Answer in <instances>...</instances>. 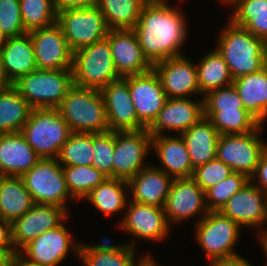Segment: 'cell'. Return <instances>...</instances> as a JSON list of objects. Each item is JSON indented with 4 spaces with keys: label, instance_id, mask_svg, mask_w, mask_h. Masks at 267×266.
<instances>
[{
    "label": "cell",
    "instance_id": "obj_3",
    "mask_svg": "<svg viewBox=\"0 0 267 266\" xmlns=\"http://www.w3.org/2000/svg\"><path fill=\"white\" fill-rule=\"evenodd\" d=\"M57 110L72 132L109 131L105 103L100 90L73 85Z\"/></svg>",
    "mask_w": 267,
    "mask_h": 266
},
{
    "label": "cell",
    "instance_id": "obj_5",
    "mask_svg": "<svg viewBox=\"0 0 267 266\" xmlns=\"http://www.w3.org/2000/svg\"><path fill=\"white\" fill-rule=\"evenodd\" d=\"M34 108H57L73 84V70L37 69L12 84Z\"/></svg>",
    "mask_w": 267,
    "mask_h": 266
},
{
    "label": "cell",
    "instance_id": "obj_55",
    "mask_svg": "<svg viewBox=\"0 0 267 266\" xmlns=\"http://www.w3.org/2000/svg\"><path fill=\"white\" fill-rule=\"evenodd\" d=\"M223 5H232L233 7L239 2V0H222Z\"/></svg>",
    "mask_w": 267,
    "mask_h": 266
},
{
    "label": "cell",
    "instance_id": "obj_40",
    "mask_svg": "<svg viewBox=\"0 0 267 266\" xmlns=\"http://www.w3.org/2000/svg\"><path fill=\"white\" fill-rule=\"evenodd\" d=\"M250 178L240 172H232L225 180L205 191V202L209 211H219L229 198L241 190Z\"/></svg>",
    "mask_w": 267,
    "mask_h": 266
},
{
    "label": "cell",
    "instance_id": "obj_9",
    "mask_svg": "<svg viewBox=\"0 0 267 266\" xmlns=\"http://www.w3.org/2000/svg\"><path fill=\"white\" fill-rule=\"evenodd\" d=\"M263 124L244 134L220 135L217 141L216 158L229 166L233 172L254 174L259 159L267 147L261 138Z\"/></svg>",
    "mask_w": 267,
    "mask_h": 266
},
{
    "label": "cell",
    "instance_id": "obj_36",
    "mask_svg": "<svg viewBox=\"0 0 267 266\" xmlns=\"http://www.w3.org/2000/svg\"><path fill=\"white\" fill-rule=\"evenodd\" d=\"M68 192L74 200L84 199L107 177L93 166H62Z\"/></svg>",
    "mask_w": 267,
    "mask_h": 266
},
{
    "label": "cell",
    "instance_id": "obj_15",
    "mask_svg": "<svg viewBox=\"0 0 267 266\" xmlns=\"http://www.w3.org/2000/svg\"><path fill=\"white\" fill-rule=\"evenodd\" d=\"M164 212L169 225L184 222L200 214L202 216L197 219L198 222L209 212L205 202V192L192 177L174 178L164 205Z\"/></svg>",
    "mask_w": 267,
    "mask_h": 266
},
{
    "label": "cell",
    "instance_id": "obj_37",
    "mask_svg": "<svg viewBox=\"0 0 267 266\" xmlns=\"http://www.w3.org/2000/svg\"><path fill=\"white\" fill-rule=\"evenodd\" d=\"M57 159L62 166H92V133L72 132Z\"/></svg>",
    "mask_w": 267,
    "mask_h": 266
},
{
    "label": "cell",
    "instance_id": "obj_6",
    "mask_svg": "<svg viewBox=\"0 0 267 266\" xmlns=\"http://www.w3.org/2000/svg\"><path fill=\"white\" fill-rule=\"evenodd\" d=\"M73 84L101 90L120 79L112 58L107 38L73 52Z\"/></svg>",
    "mask_w": 267,
    "mask_h": 266
},
{
    "label": "cell",
    "instance_id": "obj_8",
    "mask_svg": "<svg viewBox=\"0 0 267 266\" xmlns=\"http://www.w3.org/2000/svg\"><path fill=\"white\" fill-rule=\"evenodd\" d=\"M34 203L61 206L68 211V192L62 165L55 158H41L22 176Z\"/></svg>",
    "mask_w": 267,
    "mask_h": 266
},
{
    "label": "cell",
    "instance_id": "obj_1",
    "mask_svg": "<svg viewBox=\"0 0 267 266\" xmlns=\"http://www.w3.org/2000/svg\"><path fill=\"white\" fill-rule=\"evenodd\" d=\"M166 0H148L133 28L144 57L155 63L184 55L181 48L188 36L183 12Z\"/></svg>",
    "mask_w": 267,
    "mask_h": 266
},
{
    "label": "cell",
    "instance_id": "obj_43",
    "mask_svg": "<svg viewBox=\"0 0 267 266\" xmlns=\"http://www.w3.org/2000/svg\"><path fill=\"white\" fill-rule=\"evenodd\" d=\"M204 110H236L245 109L235 86L219 88L203 96Z\"/></svg>",
    "mask_w": 267,
    "mask_h": 266
},
{
    "label": "cell",
    "instance_id": "obj_21",
    "mask_svg": "<svg viewBox=\"0 0 267 266\" xmlns=\"http://www.w3.org/2000/svg\"><path fill=\"white\" fill-rule=\"evenodd\" d=\"M167 98L154 122L147 128L152 136L177 132L181 135L204 116L203 98ZM199 101V102H198ZM164 131V132H163Z\"/></svg>",
    "mask_w": 267,
    "mask_h": 266
},
{
    "label": "cell",
    "instance_id": "obj_41",
    "mask_svg": "<svg viewBox=\"0 0 267 266\" xmlns=\"http://www.w3.org/2000/svg\"><path fill=\"white\" fill-rule=\"evenodd\" d=\"M92 166L107 178H113V156L115 151V131L92 133Z\"/></svg>",
    "mask_w": 267,
    "mask_h": 266
},
{
    "label": "cell",
    "instance_id": "obj_42",
    "mask_svg": "<svg viewBox=\"0 0 267 266\" xmlns=\"http://www.w3.org/2000/svg\"><path fill=\"white\" fill-rule=\"evenodd\" d=\"M233 170L224 162L215 158L206 164L194 168L192 178L197 185L205 192L212 186L225 180Z\"/></svg>",
    "mask_w": 267,
    "mask_h": 266
},
{
    "label": "cell",
    "instance_id": "obj_38",
    "mask_svg": "<svg viewBox=\"0 0 267 266\" xmlns=\"http://www.w3.org/2000/svg\"><path fill=\"white\" fill-rule=\"evenodd\" d=\"M20 11L27 32L57 23L54 0H20Z\"/></svg>",
    "mask_w": 267,
    "mask_h": 266
},
{
    "label": "cell",
    "instance_id": "obj_17",
    "mask_svg": "<svg viewBox=\"0 0 267 266\" xmlns=\"http://www.w3.org/2000/svg\"><path fill=\"white\" fill-rule=\"evenodd\" d=\"M29 33L34 46L37 69H72L73 52L57 23L31 30Z\"/></svg>",
    "mask_w": 267,
    "mask_h": 266
},
{
    "label": "cell",
    "instance_id": "obj_23",
    "mask_svg": "<svg viewBox=\"0 0 267 266\" xmlns=\"http://www.w3.org/2000/svg\"><path fill=\"white\" fill-rule=\"evenodd\" d=\"M173 179L163 170L149 164L127 181L131 192L129 200L164 207Z\"/></svg>",
    "mask_w": 267,
    "mask_h": 266
},
{
    "label": "cell",
    "instance_id": "obj_52",
    "mask_svg": "<svg viewBox=\"0 0 267 266\" xmlns=\"http://www.w3.org/2000/svg\"><path fill=\"white\" fill-rule=\"evenodd\" d=\"M260 241H258L260 243V246L263 250V252H265L264 255H266L265 257L267 258V237H261L259 238ZM267 266V260H266V265Z\"/></svg>",
    "mask_w": 267,
    "mask_h": 266
},
{
    "label": "cell",
    "instance_id": "obj_51",
    "mask_svg": "<svg viewBox=\"0 0 267 266\" xmlns=\"http://www.w3.org/2000/svg\"><path fill=\"white\" fill-rule=\"evenodd\" d=\"M11 82L8 80V78L5 75L1 57H0V90L7 89L11 86Z\"/></svg>",
    "mask_w": 267,
    "mask_h": 266
},
{
    "label": "cell",
    "instance_id": "obj_4",
    "mask_svg": "<svg viewBox=\"0 0 267 266\" xmlns=\"http://www.w3.org/2000/svg\"><path fill=\"white\" fill-rule=\"evenodd\" d=\"M21 133L41 158L57 159L72 131L57 108H34Z\"/></svg>",
    "mask_w": 267,
    "mask_h": 266
},
{
    "label": "cell",
    "instance_id": "obj_46",
    "mask_svg": "<svg viewBox=\"0 0 267 266\" xmlns=\"http://www.w3.org/2000/svg\"><path fill=\"white\" fill-rule=\"evenodd\" d=\"M255 179H257V184ZM250 181L258 188H260L265 194H267V147L262 153L256 170L254 174L250 177Z\"/></svg>",
    "mask_w": 267,
    "mask_h": 266
},
{
    "label": "cell",
    "instance_id": "obj_50",
    "mask_svg": "<svg viewBox=\"0 0 267 266\" xmlns=\"http://www.w3.org/2000/svg\"><path fill=\"white\" fill-rule=\"evenodd\" d=\"M17 254L0 250V266H13Z\"/></svg>",
    "mask_w": 267,
    "mask_h": 266
},
{
    "label": "cell",
    "instance_id": "obj_11",
    "mask_svg": "<svg viewBox=\"0 0 267 266\" xmlns=\"http://www.w3.org/2000/svg\"><path fill=\"white\" fill-rule=\"evenodd\" d=\"M64 222L48 230L26 244L17 256L27 264L37 266H58L70 250L78 257L81 242L68 232ZM79 242V243H77Z\"/></svg>",
    "mask_w": 267,
    "mask_h": 266
},
{
    "label": "cell",
    "instance_id": "obj_47",
    "mask_svg": "<svg viewBox=\"0 0 267 266\" xmlns=\"http://www.w3.org/2000/svg\"><path fill=\"white\" fill-rule=\"evenodd\" d=\"M0 250L18 254L12 244L11 222L0 217Z\"/></svg>",
    "mask_w": 267,
    "mask_h": 266
},
{
    "label": "cell",
    "instance_id": "obj_30",
    "mask_svg": "<svg viewBox=\"0 0 267 266\" xmlns=\"http://www.w3.org/2000/svg\"><path fill=\"white\" fill-rule=\"evenodd\" d=\"M128 182L119 178H106L84 198L108 218L126 209L129 200Z\"/></svg>",
    "mask_w": 267,
    "mask_h": 266
},
{
    "label": "cell",
    "instance_id": "obj_31",
    "mask_svg": "<svg viewBox=\"0 0 267 266\" xmlns=\"http://www.w3.org/2000/svg\"><path fill=\"white\" fill-rule=\"evenodd\" d=\"M32 109L13 85L0 90V134L21 132Z\"/></svg>",
    "mask_w": 267,
    "mask_h": 266
},
{
    "label": "cell",
    "instance_id": "obj_54",
    "mask_svg": "<svg viewBox=\"0 0 267 266\" xmlns=\"http://www.w3.org/2000/svg\"><path fill=\"white\" fill-rule=\"evenodd\" d=\"M13 266H37V265L27 264L23 262L18 256H16Z\"/></svg>",
    "mask_w": 267,
    "mask_h": 266
},
{
    "label": "cell",
    "instance_id": "obj_10",
    "mask_svg": "<svg viewBox=\"0 0 267 266\" xmlns=\"http://www.w3.org/2000/svg\"><path fill=\"white\" fill-rule=\"evenodd\" d=\"M57 24L72 52L106 38L109 31L97 5L59 12Z\"/></svg>",
    "mask_w": 267,
    "mask_h": 266
},
{
    "label": "cell",
    "instance_id": "obj_13",
    "mask_svg": "<svg viewBox=\"0 0 267 266\" xmlns=\"http://www.w3.org/2000/svg\"><path fill=\"white\" fill-rule=\"evenodd\" d=\"M235 221L241 228H260L258 238L267 237V194L249 181L241 190L232 195L219 210Z\"/></svg>",
    "mask_w": 267,
    "mask_h": 266
},
{
    "label": "cell",
    "instance_id": "obj_48",
    "mask_svg": "<svg viewBox=\"0 0 267 266\" xmlns=\"http://www.w3.org/2000/svg\"><path fill=\"white\" fill-rule=\"evenodd\" d=\"M97 0H54L56 12L67 9L84 8L96 5Z\"/></svg>",
    "mask_w": 267,
    "mask_h": 266
},
{
    "label": "cell",
    "instance_id": "obj_2",
    "mask_svg": "<svg viewBox=\"0 0 267 266\" xmlns=\"http://www.w3.org/2000/svg\"><path fill=\"white\" fill-rule=\"evenodd\" d=\"M217 39L216 49L228 65L233 80L267 65V43L229 19Z\"/></svg>",
    "mask_w": 267,
    "mask_h": 266
},
{
    "label": "cell",
    "instance_id": "obj_20",
    "mask_svg": "<svg viewBox=\"0 0 267 266\" xmlns=\"http://www.w3.org/2000/svg\"><path fill=\"white\" fill-rule=\"evenodd\" d=\"M152 68L158 74L167 98L201 95L196 64L185 55L159 61Z\"/></svg>",
    "mask_w": 267,
    "mask_h": 266
},
{
    "label": "cell",
    "instance_id": "obj_29",
    "mask_svg": "<svg viewBox=\"0 0 267 266\" xmlns=\"http://www.w3.org/2000/svg\"><path fill=\"white\" fill-rule=\"evenodd\" d=\"M33 198L21 176H0V217L12 222L29 211Z\"/></svg>",
    "mask_w": 267,
    "mask_h": 266
},
{
    "label": "cell",
    "instance_id": "obj_35",
    "mask_svg": "<svg viewBox=\"0 0 267 266\" xmlns=\"http://www.w3.org/2000/svg\"><path fill=\"white\" fill-rule=\"evenodd\" d=\"M204 117L213 124L220 135L252 132L261 124L246 109L204 110Z\"/></svg>",
    "mask_w": 267,
    "mask_h": 266
},
{
    "label": "cell",
    "instance_id": "obj_56",
    "mask_svg": "<svg viewBox=\"0 0 267 266\" xmlns=\"http://www.w3.org/2000/svg\"><path fill=\"white\" fill-rule=\"evenodd\" d=\"M143 266H157V263L155 262V260L152 257Z\"/></svg>",
    "mask_w": 267,
    "mask_h": 266
},
{
    "label": "cell",
    "instance_id": "obj_44",
    "mask_svg": "<svg viewBox=\"0 0 267 266\" xmlns=\"http://www.w3.org/2000/svg\"><path fill=\"white\" fill-rule=\"evenodd\" d=\"M0 28L8 37L27 33L21 17L20 0H0Z\"/></svg>",
    "mask_w": 267,
    "mask_h": 266
},
{
    "label": "cell",
    "instance_id": "obj_22",
    "mask_svg": "<svg viewBox=\"0 0 267 266\" xmlns=\"http://www.w3.org/2000/svg\"><path fill=\"white\" fill-rule=\"evenodd\" d=\"M109 41L115 69L120 77L149 72L152 65L144 57L133 29L109 30Z\"/></svg>",
    "mask_w": 267,
    "mask_h": 266
},
{
    "label": "cell",
    "instance_id": "obj_19",
    "mask_svg": "<svg viewBox=\"0 0 267 266\" xmlns=\"http://www.w3.org/2000/svg\"><path fill=\"white\" fill-rule=\"evenodd\" d=\"M110 131H139L147 129L139 120L132 103L128 82L121 77L101 90Z\"/></svg>",
    "mask_w": 267,
    "mask_h": 266
},
{
    "label": "cell",
    "instance_id": "obj_16",
    "mask_svg": "<svg viewBox=\"0 0 267 266\" xmlns=\"http://www.w3.org/2000/svg\"><path fill=\"white\" fill-rule=\"evenodd\" d=\"M119 227L137 240L163 241L170 233L164 207L144 205L128 200Z\"/></svg>",
    "mask_w": 267,
    "mask_h": 266
},
{
    "label": "cell",
    "instance_id": "obj_33",
    "mask_svg": "<svg viewBox=\"0 0 267 266\" xmlns=\"http://www.w3.org/2000/svg\"><path fill=\"white\" fill-rule=\"evenodd\" d=\"M148 0H97L109 30L133 29Z\"/></svg>",
    "mask_w": 267,
    "mask_h": 266
},
{
    "label": "cell",
    "instance_id": "obj_24",
    "mask_svg": "<svg viewBox=\"0 0 267 266\" xmlns=\"http://www.w3.org/2000/svg\"><path fill=\"white\" fill-rule=\"evenodd\" d=\"M40 159L21 132L0 134V176H22Z\"/></svg>",
    "mask_w": 267,
    "mask_h": 266
},
{
    "label": "cell",
    "instance_id": "obj_12",
    "mask_svg": "<svg viewBox=\"0 0 267 266\" xmlns=\"http://www.w3.org/2000/svg\"><path fill=\"white\" fill-rule=\"evenodd\" d=\"M151 149L152 135L147 129L115 131L113 178L128 181L148 166L145 159L148 157Z\"/></svg>",
    "mask_w": 267,
    "mask_h": 266
},
{
    "label": "cell",
    "instance_id": "obj_34",
    "mask_svg": "<svg viewBox=\"0 0 267 266\" xmlns=\"http://www.w3.org/2000/svg\"><path fill=\"white\" fill-rule=\"evenodd\" d=\"M229 19L267 43V0H239Z\"/></svg>",
    "mask_w": 267,
    "mask_h": 266
},
{
    "label": "cell",
    "instance_id": "obj_7",
    "mask_svg": "<svg viewBox=\"0 0 267 266\" xmlns=\"http://www.w3.org/2000/svg\"><path fill=\"white\" fill-rule=\"evenodd\" d=\"M240 229L235 221L220 211H209L195 223L194 235L210 263L238 255L233 249L240 240Z\"/></svg>",
    "mask_w": 267,
    "mask_h": 266
},
{
    "label": "cell",
    "instance_id": "obj_28",
    "mask_svg": "<svg viewBox=\"0 0 267 266\" xmlns=\"http://www.w3.org/2000/svg\"><path fill=\"white\" fill-rule=\"evenodd\" d=\"M244 108L261 124L267 119V65L260 71L233 80Z\"/></svg>",
    "mask_w": 267,
    "mask_h": 266
},
{
    "label": "cell",
    "instance_id": "obj_25",
    "mask_svg": "<svg viewBox=\"0 0 267 266\" xmlns=\"http://www.w3.org/2000/svg\"><path fill=\"white\" fill-rule=\"evenodd\" d=\"M152 150L160 160L157 168L173 178L192 177L193 166L186 144L181 135L152 136Z\"/></svg>",
    "mask_w": 267,
    "mask_h": 266
},
{
    "label": "cell",
    "instance_id": "obj_32",
    "mask_svg": "<svg viewBox=\"0 0 267 266\" xmlns=\"http://www.w3.org/2000/svg\"><path fill=\"white\" fill-rule=\"evenodd\" d=\"M196 68L198 85L203 96L212 90L233 84L228 65L216 48L200 59Z\"/></svg>",
    "mask_w": 267,
    "mask_h": 266
},
{
    "label": "cell",
    "instance_id": "obj_45",
    "mask_svg": "<svg viewBox=\"0 0 267 266\" xmlns=\"http://www.w3.org/2000/svg\"><path fill=\"white\" fill-rule=\"evenodd\" d=\"M135 240V241H134ZM131 242L128 241V243L124 244H112L110 239H104L102 244H93L89 245L86 243H81L79 247V252H108V253H113V252H122L124 251L129 245L130 246H137V240L134 239ZM130 242V243H129ZM114 243V242H113Z\"/></svg>",
    "mask_w": 267,
    "mask_h": 266
},
{
    "label": "cell",
    "instance_id": "obj_49",
    "mask_svg": "<svg viewBox=\"0 0 267 266\" xmlns=\"http://www.w3.org/2000/svg\"><path fill=\"white\" fill-rule=\"evenodd\" d=\"M209 266H253L248 259L241 255L231 256L227 258L216 259L209 263Z\"/></svg>",
    "mask_w": 267,
    "mask_h": 266
},
{
    "label": "cell",
    "instance_id": "obj_53",
    "mask_svg": "<svg viewBox=\"0 0 267 266\" xmlns=\"http://www.w3.org/2000/svg\"><path fill=\"white\" fill-rule=\"evenodd\" d=\"M7 39H8V36L0 28V50L2 49V47L7 42Z\"/></svg>",
    "mask_w": 267,
    "mask_h": 266
},
{
    "label": "cell",
    "instance_id": "obj_39",
    "mask_svg": "<svg viewBox=\"0 0 267 266\" xmlns=\"http://www.w3.org/2000/svg\"><path fill=\"white\" fill-rule=\"evenodd\" d=\"M136 247L128 246L122 252H79L82 266H143L152 256L144 255L138 261Z\"/></svg>",
    "mask_w": 267,
    "mask_h": 266
},
{
    "label": "cell",
    "instance_id": "obj_14",
    "mask_svg": "<svg viewBox=\"0 0 267 266\" xmlns=\"http://www.w3.org/2000/svg\"><path fill=\"white\" fill-rule=\"evenodd\" d=\"M68 212L61 206L35 203L24 215L11 222V239L16 252L42 233L66 223Z\"/></svg>",
    "mask_w": 267,
    "mask_h": 266
},
{
    "label": "cell",
    "instance_id": "obj_27",
    "mask_svg": "<svg viewBox=\"0 0 267 266\" xmlns=\"http://www.w3.org/2000/svg\"><path fill=\"white\" fill-rule=\"evenodd\" d=\"M219 136L216 128L204 116L181 134L193 168L216 158Z\"/></svg>",
    "mask_w": 267,
    "mask_h": 266
},
{
    "label": "cell",
    "instance_id": "obj_18",
    "mask_svg": "<svg viewBox=\"0 0 267 266\" xmlns=\"http://www.w3.org/2000/svg\"><path fill=\"white\" fill-rule=\"evenodd\" d=\"M123 78L128 82L138 120L148 128L167 99L160 78L153 68L149 72Z\"/></svg>",
    "mask_w": 267,
    "mask_h": 266
},
{
    "label": "cell",
    "instance_id": "obj_26",
    "mask_svg": "<svg viewBox=\"0 0 267 266\" xmlns=\"http://www.w3.org/2000/svg\"><path fill=\"white\" fill-rule=\"evenodd\" d=\"M0 57L5 75L11 84L37 70L34 46L29 32L8 37L0 50Z\"/></svg>",
    "mask_w": 267,
    "mask_h": 266
}]
</instances>
